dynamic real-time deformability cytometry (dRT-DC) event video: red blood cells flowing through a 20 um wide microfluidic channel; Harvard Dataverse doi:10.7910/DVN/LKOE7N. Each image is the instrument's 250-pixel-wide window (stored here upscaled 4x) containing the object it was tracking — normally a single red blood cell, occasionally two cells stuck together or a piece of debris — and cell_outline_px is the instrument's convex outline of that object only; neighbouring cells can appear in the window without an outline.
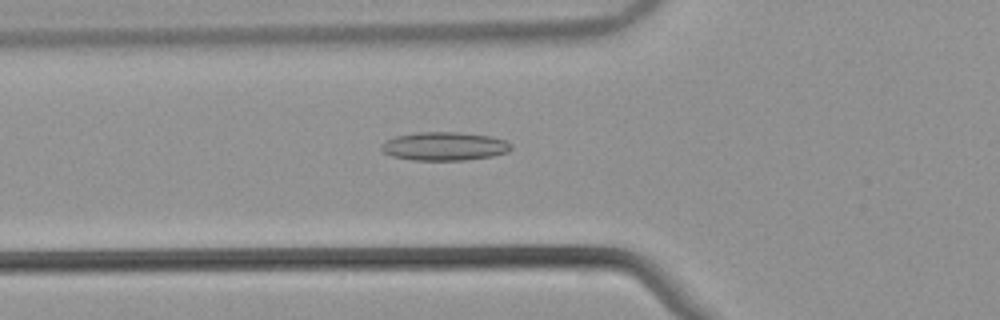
{"species": "common noctule bat (a hibernating species)", "species_latin": "Nyctalus noctula", "temperature_condition": "warm", "stored_images_in_passage": 53, "camera_frame_rate_fps": 3000, "um_per_image_px": 0.085, "animal": {"sex": "male", "body_mass_g": 21.5, "forearm_length_mm": 52.0}, "frame": {"image": 1, "passage_image": 19, "time_ms": 6.0, "image_size_px": [1000, 320], "cell_outline_px": [[512, 148], [508, 152], [492, 156], [464, 160], [412, 160], [392, 156], [384, 152], [380, 148], [384, 140], [396, 136], [416, 132], [456, 132], [492, 136], [508, 140], [512, 144]], "centroid_in_image_um": [37.8, 12.42], "position_along_channel_um": 88.0, "area_um2": 21.73}}
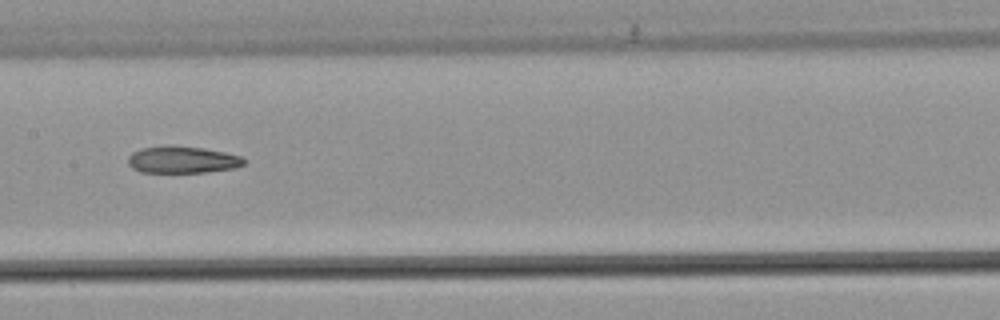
{"frame": {"image": 2, "passage_image": 27, "time_ms": 8.667, "image_size_px": [1000, 320], "cell_outline_px": [[248, 160], [244, 164], [236, 168], [204, 172], [140, 172], [132, 168], [128, 164], [128, 156], [132, 152], [140, 148], [168, 144], [204, 148], [224, 152], [240, 156]], "centroid_in_image_um": [15.48, 13.56], "position_along_channel_um": 191.9, "area_um2": 18.5}}
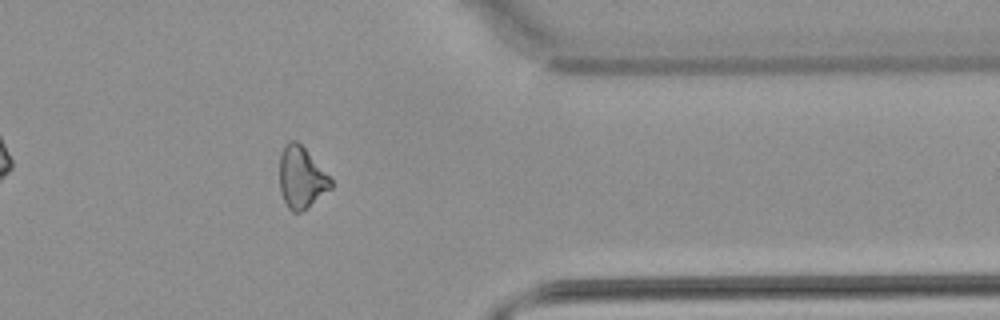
{"frame": {"image": 3, "passage_image": 43, "time_ms": 14.0, "image_size_px": [1000, 320], "cell_outline_px": [[332, 188], [300, 212], [292, 212], [288, 208], [280, 192], [280, 156], [288, 140], [296, 140], [304, 148], [332, 180]], "centroid_in_image_um": [25.6, 15.1], "position_along_channel_um": 385.8, "area_um2": 17.98}, "authors_computed_cell_mechanics": {"area_um2": 19.652, "velocity_mm_per_s": 3.8781, "shape_relaxation_time_tau1_ms": null, "shape_relaxation_time_tau2_ms": 6.3583, "deformation_change_tau1": null, "deformation_change_tau2": 0.174}}